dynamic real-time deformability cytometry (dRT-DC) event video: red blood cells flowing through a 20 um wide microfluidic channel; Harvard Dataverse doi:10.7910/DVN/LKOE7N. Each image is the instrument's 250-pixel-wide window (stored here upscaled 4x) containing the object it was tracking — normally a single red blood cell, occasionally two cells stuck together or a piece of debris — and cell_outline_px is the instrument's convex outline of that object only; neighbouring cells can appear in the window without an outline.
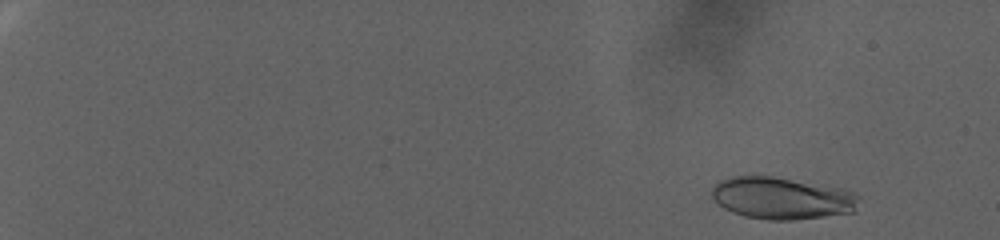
{"species": "human", "species_latin": "Homo sapiens", "temperature_condition": "warm", "stored_images_in_passage": 93, "camera_frame_rate_fps": 3000, "um_per_image_px": 0.085, "donor": {"sex": "female"}, "frame": {"image": 1, "passage_image": 8, "time_ms": 2.333, "image_size_px": [1000, 240], "cell_outline_px": [[860, 196], [856, 212], [792, 220], [768, 220], [744, 216], [732, 212], [724, 208], [712, 196], [712, 188], [720, 180], [732, 176], [772, 176], [844, 188]], "centroid_in_image_um": [66.5, 16.84], "position_along_channel_um": 18.5, "area_um2": 36.13}}
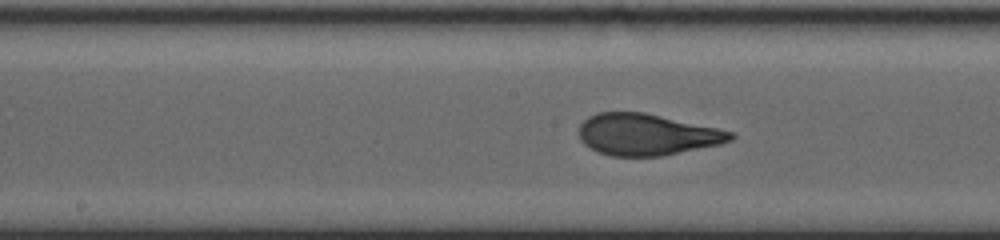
{"frame": {"image": 2, "passage_image": 55, "time_ms": 18.0, "image_size_px": [1000, 240], "cell_outline_px": [[736, 136], [732, 140], [720, 144], [660, 156], [612, 156], [600, 152], [584, 144], [580, 140], [580, 124], [588, 116], [600, 112], [644, 112], [716, 128], [732, 132]], "centroid_in_image_um": [54.97, 11.43], "position_along_channel_um": 193.2, "area_um2": 36.24}}
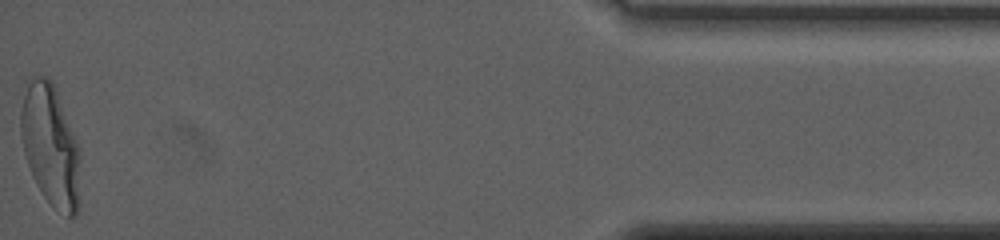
{"frame": {"image": 3, "passage_image": 93, "time_ms": 30.667, "image_size_px": [1000, 240], "cell_outline_px": [[80, 204], [76, 216], [68, 216], [52, 208], [36, 184], [28, 164], [24, 152], [20, 132], [20, 112], [24, 96], [28, 84], [36, 76], [48, 76], [52, 80], [80, 148]], "centroid_in_image_um": [4.32, 12.43], "position_along_channel_um": 430.9, "area_um2": 42.31}, "authors_computed_cell_mechanics": {"area_um2": 36.3562, "velocity_mm_per_s": 2.3821, "shape_relaxation_time_tau1_ms": 8.542, "shape_relaxation_time_tau2_ms": null, "deformation_change_tau1": 0.2536, "deformation_change_tau2": null}}